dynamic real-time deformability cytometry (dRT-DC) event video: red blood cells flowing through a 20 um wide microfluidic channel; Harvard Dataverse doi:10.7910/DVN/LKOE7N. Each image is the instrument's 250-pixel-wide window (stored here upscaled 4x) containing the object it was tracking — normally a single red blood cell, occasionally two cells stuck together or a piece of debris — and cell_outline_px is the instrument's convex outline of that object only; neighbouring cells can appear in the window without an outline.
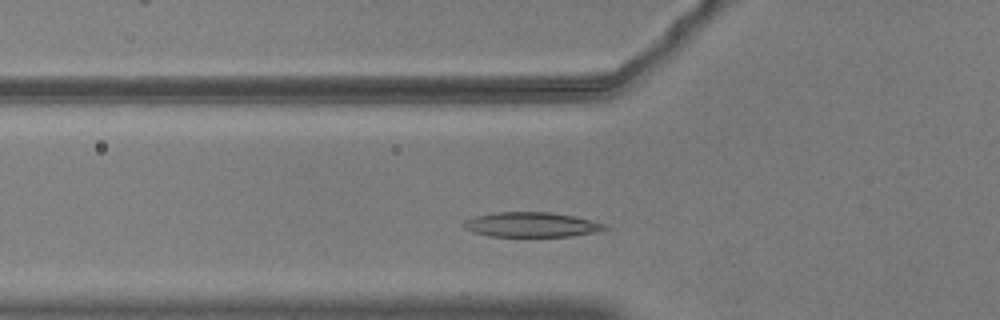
{"species": "common noctule bat (a hibernating species)", "species_latin": "Nyctalus noctula", "temperature_condition": "warm", "stored_images_in_passage": 38, "camera_frame_rate_fps": 3000, "um_per_image_px": 0.085, "animal": {"sex": "male", "body_mass_g": 20.5, "forearm_length_mm": 52.5}, "frame": {"image": 1, "passage_image": 7, "time_ms": 2.0, "image_size_px": [1000, 320], "cell_outline_px": [[608, 228], [592, 232], [572, 236], [488, 236], [464, 228], [464, 220], [476, 216], [496, 212], [552, 212], [572, 216], [604, 224]], "centroid_in_image_um": [45.12, 19.09], "position_along_channel_um": 80.7, "area_um2": 19.94}}
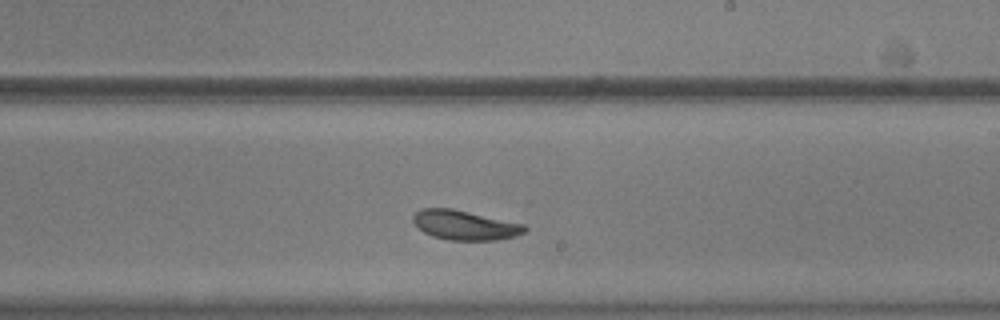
{"frame": {"image": 2, "passage_image": 21, "time_ms": 6.667, "image_size_px": [1000, 320], "cell_outline_px": [[528, 228], [524, 232], [516, 236], [496, 240], [448, 240], [432, 236], [424, 232], [412, 220], [412, 216], [420, 208], [452, 208], [524, 224]], "centroid_in_image_um": [39.51, 19.13], "position_along_channel_um": 249.5, "area_um2": 19.19}}
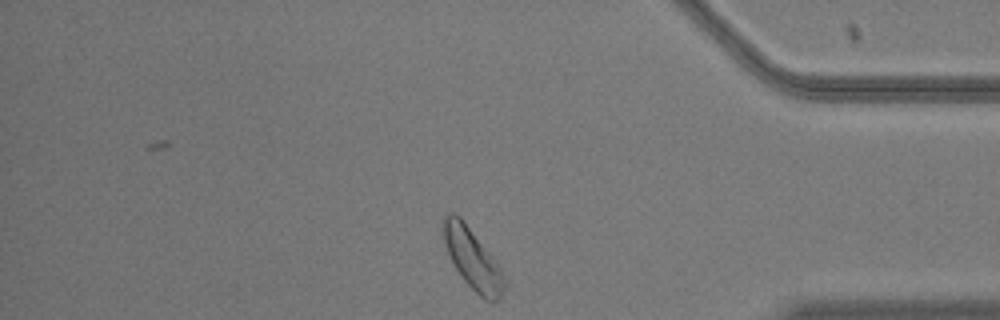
{"frame": {"image": 3, "passage_image": 35, "time_ms": 11.333, "image_size_px": [1000, 320], "cell_outline_px": [[508, 284], [500, 296], [496, 300], [484, 300], [460, 276], [448, 256], [444, 244], [440, 228], [444, 216], [448, 212], [452, 212], [460, 216], [500, 264], [508, 280]], "centroid_in_image_um": [40.17, 21.97], "position_along_channel_um": 395.0, "area_um2": 22.25}, "authors_computed_cell_mechanics": {"area_um2": 19.6231, "velocity_mm_per_s": 3.6093, "shape_relaxation_time_tau1_ms": 2.1148, "shape_relaxation_time_tau2_ms": null, "deformation_change_tau1": 0.1065, "deformation_change_tau2": null}}